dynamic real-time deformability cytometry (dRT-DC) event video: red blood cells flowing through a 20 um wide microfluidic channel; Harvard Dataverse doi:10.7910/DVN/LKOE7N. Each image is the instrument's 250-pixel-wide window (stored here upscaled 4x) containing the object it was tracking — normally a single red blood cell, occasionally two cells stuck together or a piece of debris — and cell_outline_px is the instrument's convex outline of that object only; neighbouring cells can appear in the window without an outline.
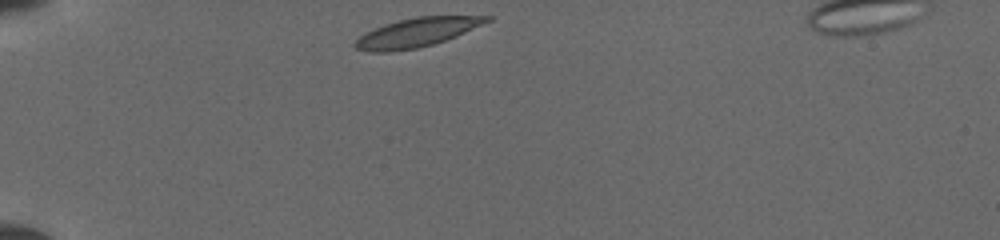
{"species": "common noctule bat (a hibernating species)", "species_latin": "Nyctalus noctula", "temperature_condition": "cold", "stored_images_in_passage": 8, "camera_frame_rate_fps": 3000, "um_per_image_px": 0.085, "animal": {"sex": "female", "body_mass_g": 19.5, "forearm_length_mm": 54.1}, "frame": {"image": 1, "passage_image": 1, "time_ms": 0.0, "image_size_px": [1000, 240], "cell_outline_px": [[492, 20], [456, 36], [432, 44], [416, 48], [388, 52], [372, 52], [356, 48], [352, 44], [360, 36], [384, 24], [416, 16], [492, 16]], "centroid_in_image_um": [35.43, 2.76], "position_along_channel_um": 49.6, "area_um2": 21.85}}
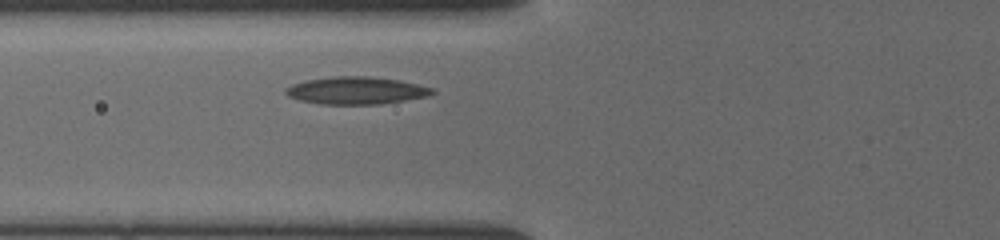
{"frame": {"image": 2, "passage_image": 3, "time_ms": 2.0, "image_size_px": [1000, 240], "cell_outline_px": [[436, 92], [424, 96], [404, 100], [380, 104], [320, 104], [300, 100], [288, 96], [284, 92], [284, 88], [292, 84], [304, 80], [332, 76], [372, 76], [400, 80], [432, 88]], "centroid_in_image_um": [30.21, 7.68], "position_along_channel_um": 95.6, "area_um2": 23.41}}
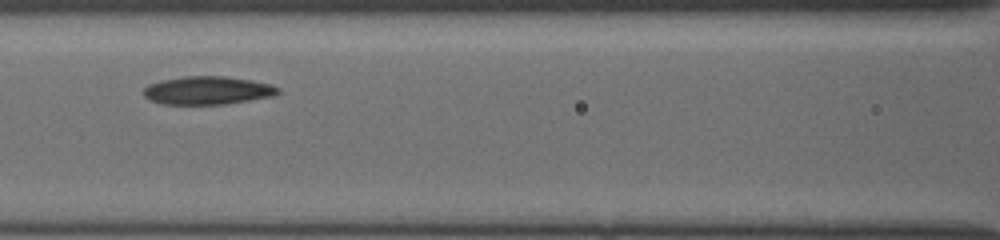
{"frame": {"image": 3, "passage_image": 6, "time_ms": 3.333, "image_size_px": [1000, 240], "cell_outline_px": [[280, 92], [272, 96], [224, 104], [164, 104], [152, 100], [144, 96], [144, 88], [148, 84], [160, 80], [184, 76], [224, 76], [252, 80], [272, 84], [280, 88]], "centroid_in_image_um": [17.65, 7.67], "position_along_channel_um": 148.9, "area_um2": 22.02}}